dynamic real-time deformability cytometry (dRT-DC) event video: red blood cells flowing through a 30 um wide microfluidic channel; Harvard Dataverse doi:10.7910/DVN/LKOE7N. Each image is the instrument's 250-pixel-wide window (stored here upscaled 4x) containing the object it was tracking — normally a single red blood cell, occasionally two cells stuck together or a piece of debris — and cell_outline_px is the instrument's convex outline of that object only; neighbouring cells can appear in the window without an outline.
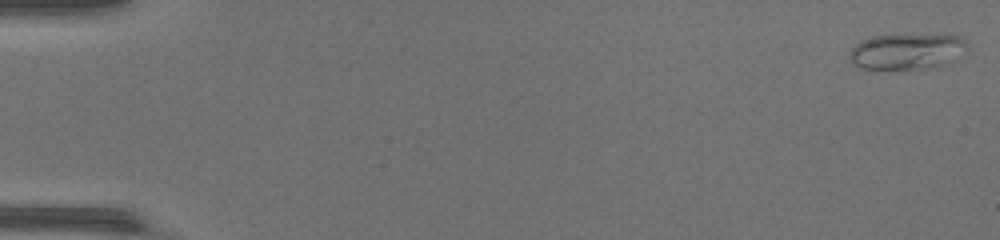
{"species": "common noctule bat (a hibernating species)", "species_latin": "Nyctalus noctula", "temperature_condition": "warm", "stored_images_in_passage": 47, "camera_frame_rate_fps": 3000, "um_per_image_px": 0.085, "animal": {"sex": "female", "body_mass_g": 17.0, "forearm_length_mm": 48.0}, "frame": {"image": 1, "passage_image": 1, "time_ms": 0.0, "image_size_px": [1000, 240], "cell_outline_px": [[964, 44], [952, 64], [928, 68], [860, 68], [852, 64], [852, 48], [860, 40], [876, 36], [960, 36]], "centroid_in_image_um": [77.03, 4.4], "position_along_channel_um": 8.0, "area_um2": 23.41}}
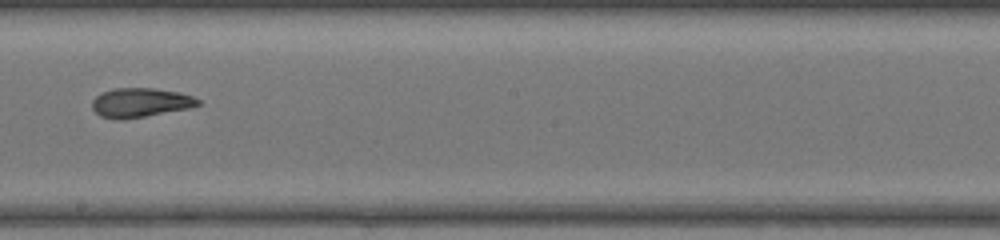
{"frame": {"image": 2, "passage_image": 28, "time_ms": 9.0, "image_size_px": [1000, 240], "cell_outline_px": [[200, 104], [188, 108], [144, 116], [120, 120], [100, 116], [92, 108], [92, 100], [96, 96], [104, 92], [116, 88], [152, 88], [176, 92], [192, 96], [200, 100]], "centroid_in_image_um": [11.9, 8.72], "position_along_channel_um": 236.3, "area_um2": 17.69}}
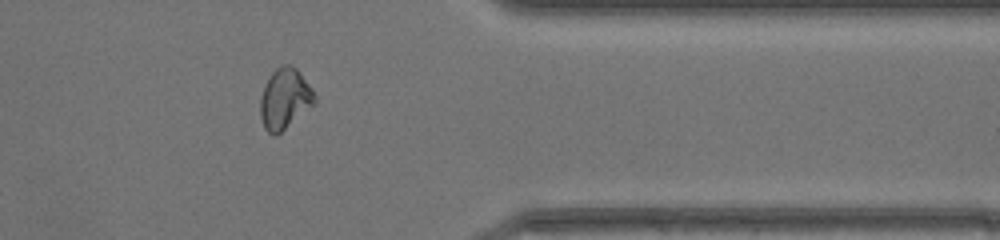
{"frame": {"image": 3, "passage_image": 39, "time_ms": 12.667, "image_size_px": [1000, 240], "cell_outline_px": [[316, 104], [276, 136], [272, 136], [264, 128], [260, 116], [260, 96], [264, 84], [272, 72], [280, 64], [288, 64], [296, 68], [300, 72], [312, 88], [316, 96]], "centroid_in_image_um": [24.21, 8.4], "position_along_channel_um": 387.2, "area_um2": 19.59}, "authors_computed_cell_mechanics": {"area_um2": 18.9584, "velocity_mm_per_s": 4.4462, "shape_relaxation_time_tau1_ms": 5.4831, "shape_relaxation_time_tau2_ms": 1.5097, "deformation_change_tau1": 0.1977, "deformation_change_tau2": 0.0742}}